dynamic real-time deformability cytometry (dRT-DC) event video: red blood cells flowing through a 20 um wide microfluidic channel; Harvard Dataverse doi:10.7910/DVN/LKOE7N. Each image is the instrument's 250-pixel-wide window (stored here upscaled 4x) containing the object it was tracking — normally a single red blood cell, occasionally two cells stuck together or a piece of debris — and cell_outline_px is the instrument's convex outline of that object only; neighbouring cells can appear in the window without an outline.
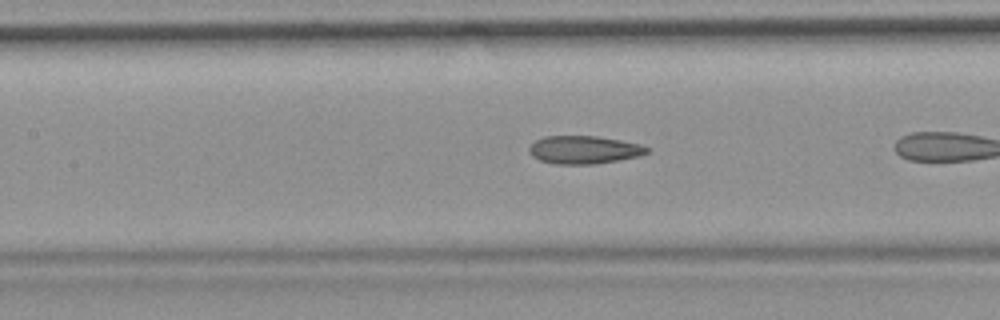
{"species": "common noctule bat (a hibernating species)", "species_latin": "Nyctalus noctula", "temperature_condition": "room temperature", "stored_images_in_passage": 25, "camera_frame_rate_fps": 3000, "um_per_image_px": 0.085, "animal": {"sex": "female", "body_mass_g": 19.9}, "frame": {"image": 1, "passage_image": 8, "time_ms": 2.333, "image_size_px": [1000, 320], "cell_outline_px": [[652, 148], [648, 152], [640, 156], [620, 160], [596, 164], [556, 164], [540, 160], [532, 156], [528, 152], [528, 148], [536, 140], [544, 136], [596, 136], [620, 140], [640, 144]], "centroid_in_image_um": [49.66, 12.73], "position_along_channel_um": 157.7, "area_um2": 19.36}}